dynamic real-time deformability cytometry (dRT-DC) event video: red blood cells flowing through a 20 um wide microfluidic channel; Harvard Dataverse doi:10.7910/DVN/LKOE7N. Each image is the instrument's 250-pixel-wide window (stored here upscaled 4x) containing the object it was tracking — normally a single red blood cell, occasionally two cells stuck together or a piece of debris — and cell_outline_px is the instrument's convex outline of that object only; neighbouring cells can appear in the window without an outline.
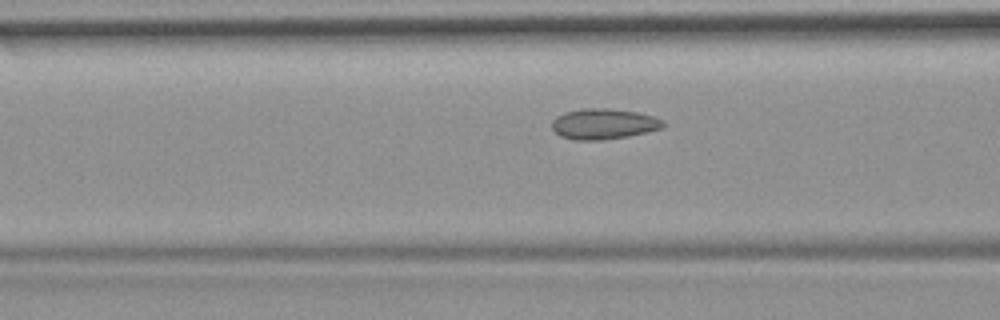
{"species": "common noctule bat (a hibernating species)", "species_latin": "Nyctalus noctula", "temperature_condition": "room temperature", "stored_images_in_passage": 20, "camera_frame_rate_fps": 3000, "um_per_image_px": 0.085, "animal": {"sex": "female", "body_mass_g": 19.9}, "frame": {"image": 1, "passage_image": 17, "time_ms": 5.333, "image_size_px": [1000, 320], "cell_outline_px": [[664, 128], [628, 136], [600, 140], [572, 140], [560, 136], [552, 128], [552, 120], [556, 116], [564, 112], [584, 108], [608, 108], [636, 112], [652, 116], [664, 120]], "centroid_in_image_um": [51.29, 10.53], "position_along_channel_um": 115.3, "area_um2": 19.88}}